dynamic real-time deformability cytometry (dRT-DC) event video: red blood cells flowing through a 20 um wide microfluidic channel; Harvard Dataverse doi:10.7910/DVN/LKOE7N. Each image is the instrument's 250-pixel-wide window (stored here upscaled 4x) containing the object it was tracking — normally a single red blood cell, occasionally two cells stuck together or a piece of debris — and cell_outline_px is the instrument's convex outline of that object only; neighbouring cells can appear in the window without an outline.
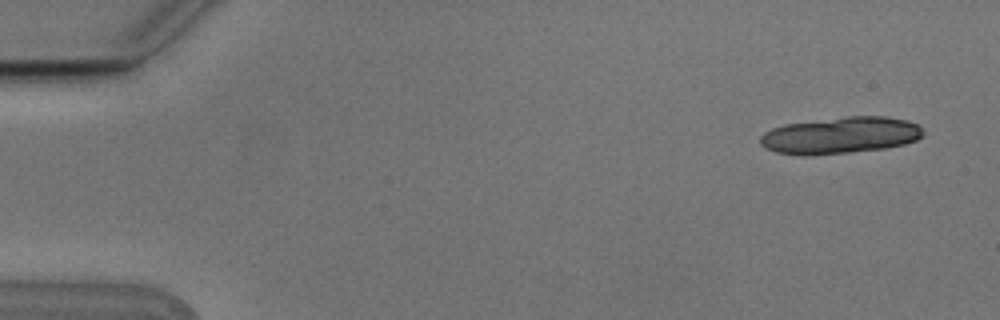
{"species": "Egyptian fruit bat (a non-hibernating species)", "species_latin": "Rousettus aegyptiacus", "temperature_condition": "cold", "stored_images_in_passage": 4, "camera_frame_rate_fps": 3000, "um_per_image_px": 0.085, "animal": {"sex": "male"}, "frame": {"image": 1, "passage_image": 1, "time_ms": 0.0, "image_size_px": [1000, 320], "cell_outline_px": [[924, 136], [916, 140], [904, 144], [884, 148], [852, 152], [804, 156], [776, 152], [760, 144], [760, 136], [764, 132], [772, 128], [784, 124], [848, 116], [884, 116], [908, 120], [920, 124], [924, 132]], "centroid_in_image_um": [71.47, 11.5], "position_along_channel_um": 13.5, "area_um2": 35.03}}